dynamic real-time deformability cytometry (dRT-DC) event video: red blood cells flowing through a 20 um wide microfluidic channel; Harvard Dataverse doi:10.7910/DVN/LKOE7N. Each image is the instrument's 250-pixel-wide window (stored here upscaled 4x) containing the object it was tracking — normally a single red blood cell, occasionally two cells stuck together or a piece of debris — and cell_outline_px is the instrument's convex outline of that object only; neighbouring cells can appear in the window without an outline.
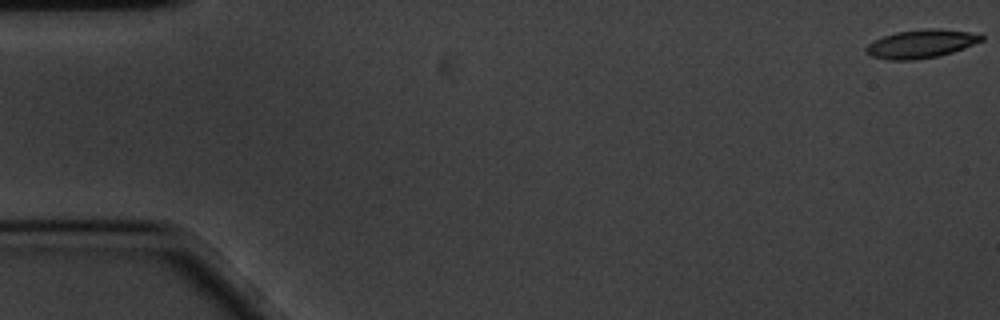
{"species": "common noctule bat (a hibernating species)", "species_latin": "Nyctalus noctula", "temperature_condition": "cold", "stored_images_in_passage": 53, "camera_frame_rate_fps": 3000, "um_per_image_px": 0.085, "animal": {"sex": "male", "body_mass_g": 20.1, "forearm_length_mm": 53.5}, "frame": {"image": 1, "passage_image": 1, "time_ms": 0.0, "image_size_px": [1000, 320], "cell_outline_px": [[984, 40], [964, 48], [952, 52], [936, 56], [916, 60], [888, 60], [872, 56], [864, 52], [864, 48], [872, 40], [896, 32], [924, 28], [940, 28], [980, 32], [984, 36]], "centroid_in_image_um": [78.32, 3.7], "position_along_channel_um": 6.7, "area_um2": 19.54}}
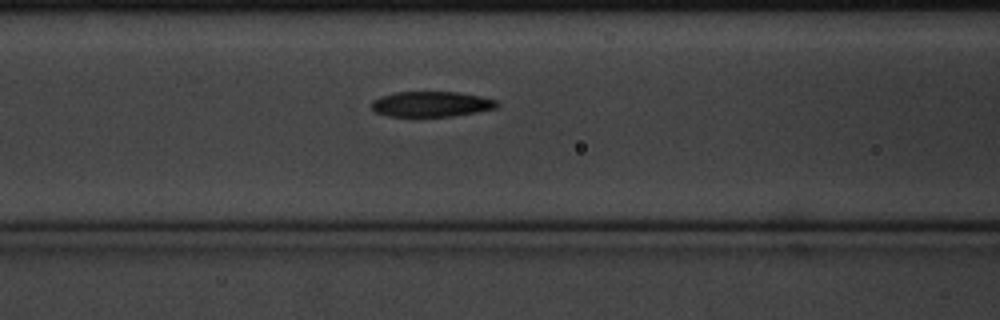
{"frame": {"image": 2, "passage_image": 24, "time_ms": 7.667, "image_size_px": [1000, 320], "cell_outline_px": [[500, 104], [496, 108], [476, 112], [452, 116], [388, 116], [376, 112], [372, 108], [372, 100], [380, 96], [392, 92], [456, 92], [480, 96], [496, 100]], "centroid_in_image_um": [36.65, 8.84], "position_along_channel_um": 130.0, "area_um2": 18.5}}
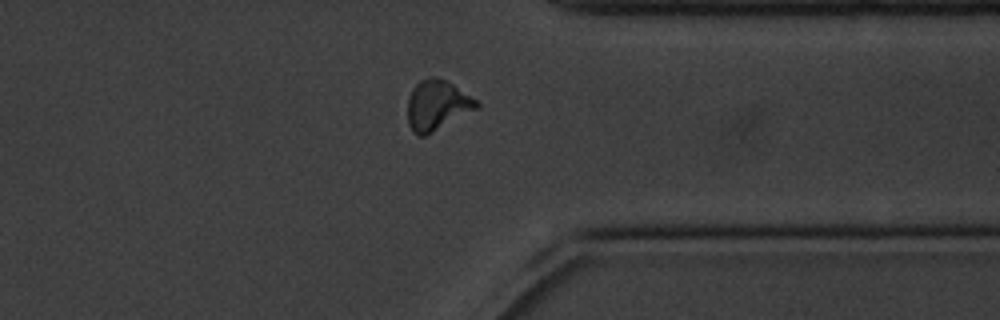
{"frame": {"image": 3, "passage_image": 46, "time_ms": 15.0, "image_size_px": [1000, 320], "cell_outline_px": [[480, 104], [476, 108], [424, 136], [420, 136], [412, 132], [408, 124], [408, 96], [412, 88], [420, 80], [428, 76], [436, 76], [452, 84], [476, 100]], "centroid_in_image_um": [37.09, 8.92], "position_along_channel_um": 374.3, "area_um2": 19.71}, "authors_computed_cell_mechanics": {"area_um2": 19.3052, "velocity_mm_per_s": 3.389, "shape_relaxation_time_tau1_ms": 4.8091, "shape_relaxation_time_tau2_ms": 5.5228, "deformation_change_tau1": 0.1562, "deformation_change_tau2": 0.1242}}